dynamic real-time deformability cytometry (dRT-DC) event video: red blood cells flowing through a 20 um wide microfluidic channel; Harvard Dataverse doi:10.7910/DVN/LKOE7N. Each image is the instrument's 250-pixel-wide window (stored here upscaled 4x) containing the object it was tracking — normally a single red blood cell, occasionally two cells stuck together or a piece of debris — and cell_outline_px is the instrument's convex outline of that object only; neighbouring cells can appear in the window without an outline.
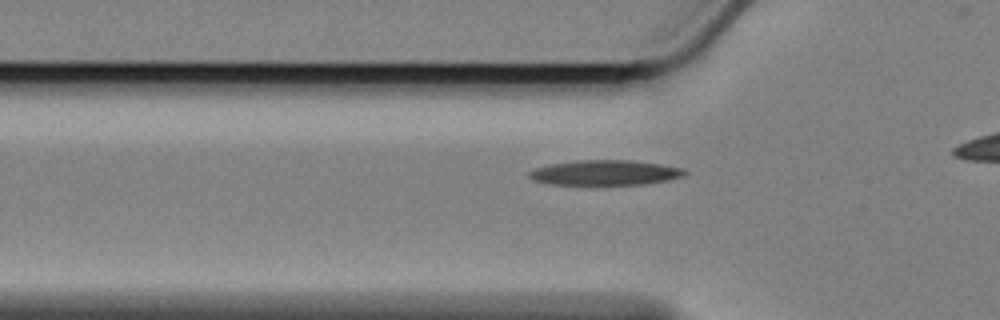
{"species": "Egyptian fruit bat (a non-hibernating species)", "species_latin": "Rousettus aegyptiacus", "temperature_condition": "cold", "stored_images_in_passage": 31, "camera_frame_rate_fps": 3000, "um_per_image_px": 0.085, "animal": {"sex": "female"}, "frame": {"image": 1, "passage_image": 2, "time_ms": 0.333, "image_size_px": [1000, 320], "cell_outline_px": [[688, 172], [684, 176], [668, 180], [644, 184], [548, 184], [532, 180], [528, 176], [528, 172], [536, 168], [548, 164], [576, 160], [632, 160], [660, 164], [684, 168]], "centroid_in_image_um": [51.43, 14.67], "position_along_channel_um": 74.4, "area_um2": 22.77}}
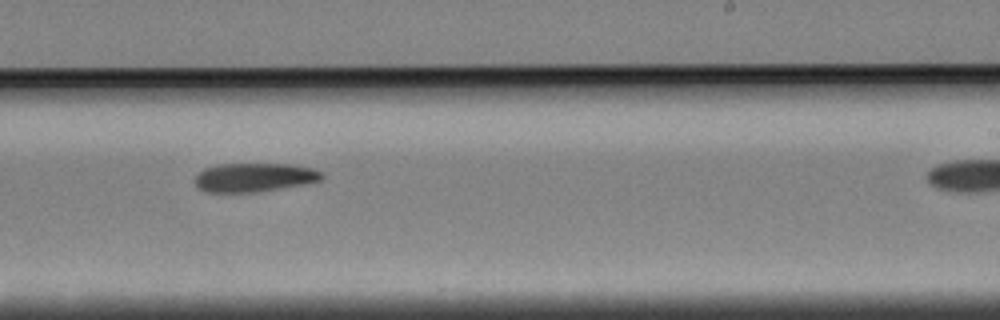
{"frame": {"image": 2, "passage_image": 19, "time_ms": 6.0, "image_size_px": [1000, 320], "cell_outline_px": [[324, 176], [320, 180], [304, 184], [256, 192], [204, 192], [196, 184], [196, 176], [204, 168], [220, 164], [288, 164], [312, 168], [324, 172]], "centroid_in_image_um": [21.63, 15.07], "position_along_channel_um": 267.4, "area_um2": 21.15}}
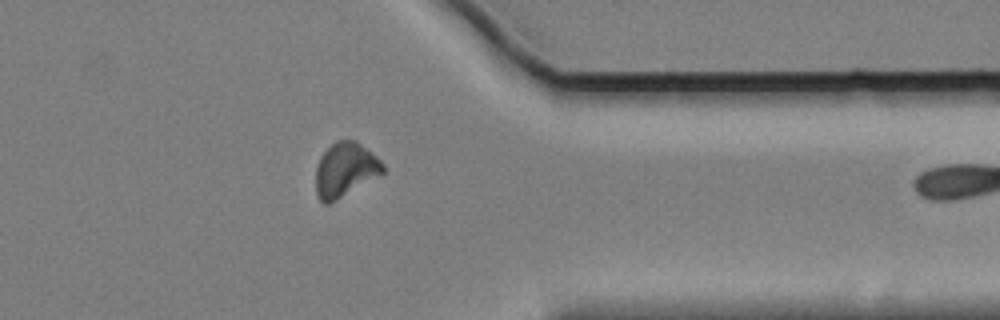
{"frame": {"image": 3, "passage_image": 30, "time_ms": 9.667, "image_size_px": [1000, 320], "cell_outline_px": [[384, 172], [336, 200], [328, 204], [324, 204], [320, 200], [316, 192], [316, 168], [320, 156], [336, 140], [356, 140], [376, 156], [384, 164]], "centroid_in_image_um": [29.33, 14.42], "position_along_channel_um": 382.1, "area_um2": 20.92}}